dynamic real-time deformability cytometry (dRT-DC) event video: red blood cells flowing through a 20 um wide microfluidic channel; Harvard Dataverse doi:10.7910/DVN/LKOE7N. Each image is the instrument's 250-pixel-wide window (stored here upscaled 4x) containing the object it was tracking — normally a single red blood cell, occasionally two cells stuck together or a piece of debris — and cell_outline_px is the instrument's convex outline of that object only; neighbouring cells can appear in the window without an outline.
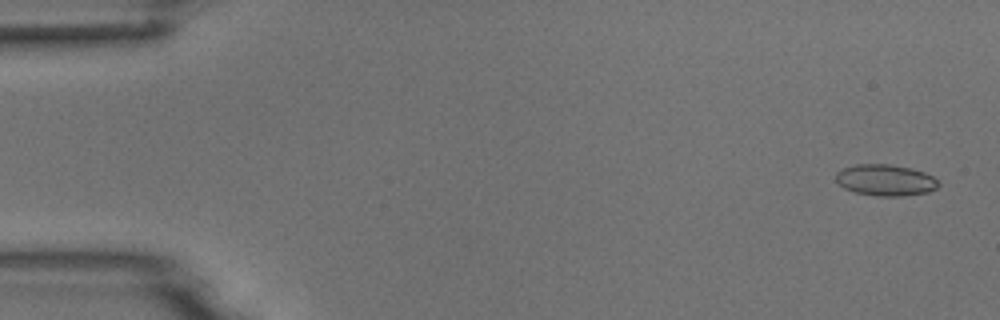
{"species": "common noctule bat (a hibernating species)", "species_latin": "Nyctalus noctula", "temperature_condition": "room temperature", "stored_images_in_passage": 5, "camera_frame_rate_fps": 3000, "um_per_image_px": 0.085, "animal": {"sex": "male", "body_mass_g": 18.8}, "frame": {"image": 1, "passage_image": 1, "time_ms": 0.0, "image_size_px": [1000, 320], "cell_outline_px": [[940, 184], [936, 188], [928, 192], [904, 196], [876, 196], [856, 192], [844, 188], [836, 180], [836, 172], [844, 168], [856, 164], [888, 164], [908, 168], [924, 172], [932, 176]], "centroid_in_image_um": [75.26, 15.32], "position_along_channel_um": 9.7, "area_um2": 18.55}}
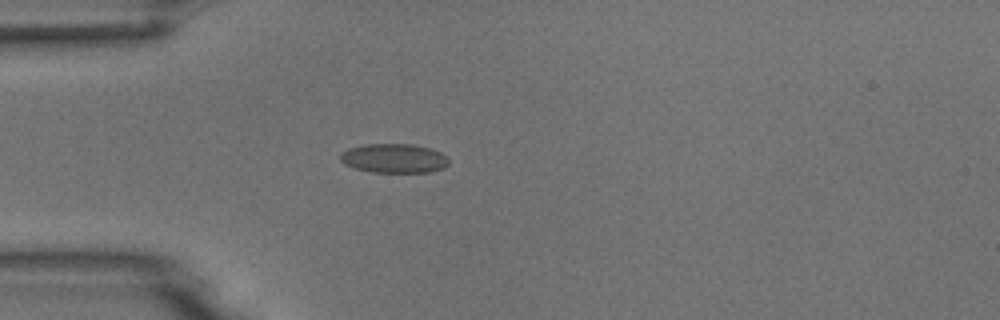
{"frame": {"image": 2, "passage_image": 4, "time_ms": 4.333, "image_size_px": [1000, 320], "cell_outline_px": [[448, 164], [444, 168], [428, 172], [372, 172], [356, 168], [344, 164], [340, 160], [340, 152], [348, 148], [364, 144], [412, 144], [432, 148], [448, 156]], "centroid_in_image_um": [33.49, 13.45], "position_along_channel_um": 51.5, "area_um2": 18.61}}